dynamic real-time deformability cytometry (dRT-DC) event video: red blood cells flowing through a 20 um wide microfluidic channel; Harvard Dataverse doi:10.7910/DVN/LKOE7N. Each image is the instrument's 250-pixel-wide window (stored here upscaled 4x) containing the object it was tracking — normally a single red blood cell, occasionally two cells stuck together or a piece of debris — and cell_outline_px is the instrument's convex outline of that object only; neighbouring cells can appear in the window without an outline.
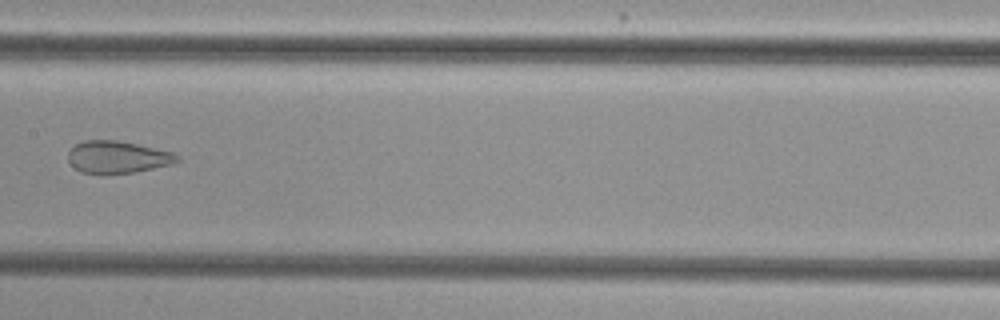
{"species": "common noctule bat (a hibernating species)", "species_latin": "Nyctalus noctula", "temperature_condition": "cold", "stored_images_in_passage": 7, "camera_frame_rate_fps": 3000, "um_per_image_px": 0.085, "animal": {"sex": "female", "body_mass_g": 29.2, "forearm_length_mm": 56.3}, "frame": {"image": 1, "passage_image": 7, "time_ms": 8.333, "image_size_px": [1000, 320], "cell_outline_px": [[180, 160], [172, 164], [136, 172], [100, 176], [80, 172], [68, 160], [68, 152], [76, 144], [84, 140], [116, 140], [136, 144], [172, 152], [180, 156]], "centroid_in_image_um": [9.97, 13.38], "position_along_channel_um": 197.4, "area_um2": 20.81}}